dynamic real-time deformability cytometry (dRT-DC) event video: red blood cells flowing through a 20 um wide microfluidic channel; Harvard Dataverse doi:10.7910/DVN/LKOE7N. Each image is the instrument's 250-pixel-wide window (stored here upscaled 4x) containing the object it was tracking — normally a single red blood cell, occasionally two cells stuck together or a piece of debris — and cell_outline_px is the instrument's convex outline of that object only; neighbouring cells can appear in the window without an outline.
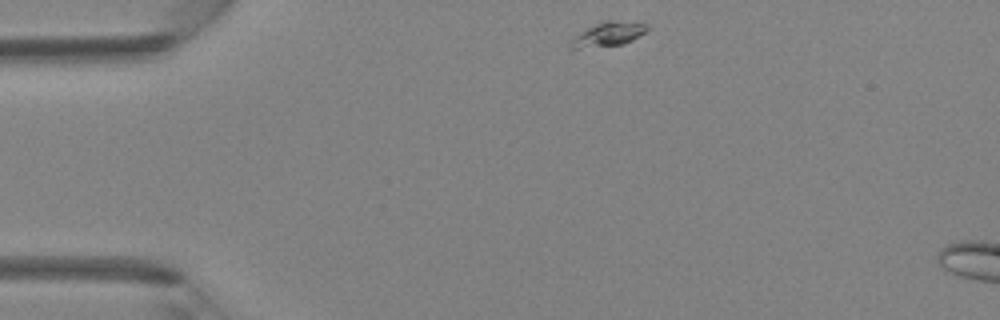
{"species": "Egyptian fruit bat (a non-hibernating species)", "species_latin": "Rousettus aegyptiacus", "temperature_condition": "room temperature", "stored_images_in_passage": 5, "camera_frame_rate_fps": 3000, "um_per_image_px": 0.085, "animal": {"sex": "female"}, "frame": {"image": 1, "passage_image": 1, "time_ms": 0.0, "image_size_px": [1000, 320], "cell_outline_px": [[648, 28], [644, 32], [632, 40], [624, 44], [580, 48], [572, 48], [568, 40], [572, 36], [604, 20], [612, 20], [648, 24]], "centroid_in_image_um": [51.66, 2.9], "position_along_channel_um": 33.3, "area_um2": 10.64}}